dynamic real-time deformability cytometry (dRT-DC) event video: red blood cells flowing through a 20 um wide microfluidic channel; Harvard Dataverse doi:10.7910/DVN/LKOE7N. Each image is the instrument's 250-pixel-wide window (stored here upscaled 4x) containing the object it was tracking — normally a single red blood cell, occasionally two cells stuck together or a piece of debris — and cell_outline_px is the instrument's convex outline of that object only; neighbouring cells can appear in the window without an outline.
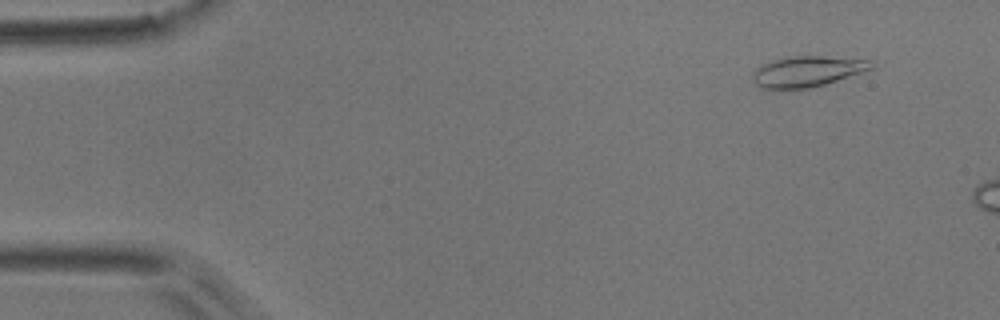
{"species": "common noctule bat (a hibernating species)", "species_latin": "Nyctalus noctula", "temperature_condition": "room temperature", "stored_images_in_passage": 4, "camera_frame_rate_fps": 3000, "um_per_image_px": 0.085, "animal": {"sex": "male", "body_mass_g": 17.9}, "frame": {"image": 1, "passage_image": 2, "time_ms": 1.0, "image_size_px": [1000, 320], "cell_outline_px": [[872, 68], [824, 84], [808, 88], [760, 88], [752, 80], [752, 72], [756, 68], [772, 60], [792, 56], [820, 56], [872, 60]], "centroid_in_image_um": [68.55, 6.06], "position_along_channel_um": 16.4, "area_um2": 20.75}}